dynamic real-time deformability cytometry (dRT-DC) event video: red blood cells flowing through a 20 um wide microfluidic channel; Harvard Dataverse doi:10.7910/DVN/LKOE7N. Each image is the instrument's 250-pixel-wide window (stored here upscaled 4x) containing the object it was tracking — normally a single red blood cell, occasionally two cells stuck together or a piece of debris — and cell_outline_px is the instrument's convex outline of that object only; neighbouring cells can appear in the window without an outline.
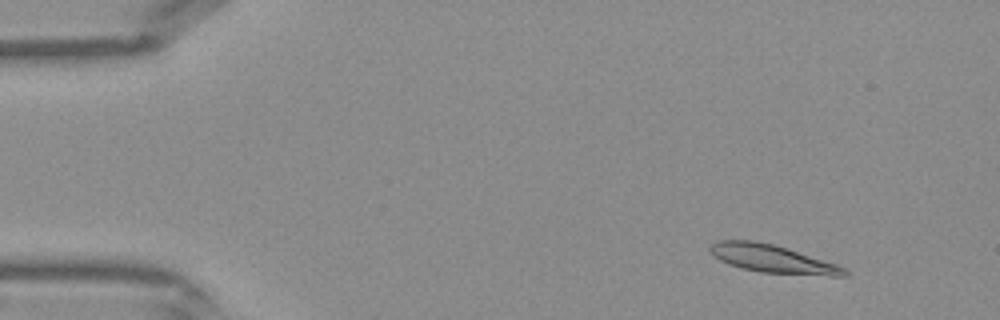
{"species": "Egyptian fruit bat (a non-hibernating species)", "species_latin": "Rousettus aegyptiacus", "temperature_condition": "warm", "stored_images_in_passage": 9, "camera_frame_rate_fps": 3000, "um_per_image_px": 0.085, "frame": {"image": 1, "passage_image": 2, "time_ms": 0.333, "image_size_px": [1000, 320], "cell_outline_px": [[852, 272], [848, 276], [832, 276], [760, 272], [728, 264], [720, 260], [708, 248], [716, 240], [752, 240], [772, 244], [836, 264]], "centroid_in_image_um": [65.68, 22.01], "position_along_channel_um": 19.3, "area_um2": 21.56}}